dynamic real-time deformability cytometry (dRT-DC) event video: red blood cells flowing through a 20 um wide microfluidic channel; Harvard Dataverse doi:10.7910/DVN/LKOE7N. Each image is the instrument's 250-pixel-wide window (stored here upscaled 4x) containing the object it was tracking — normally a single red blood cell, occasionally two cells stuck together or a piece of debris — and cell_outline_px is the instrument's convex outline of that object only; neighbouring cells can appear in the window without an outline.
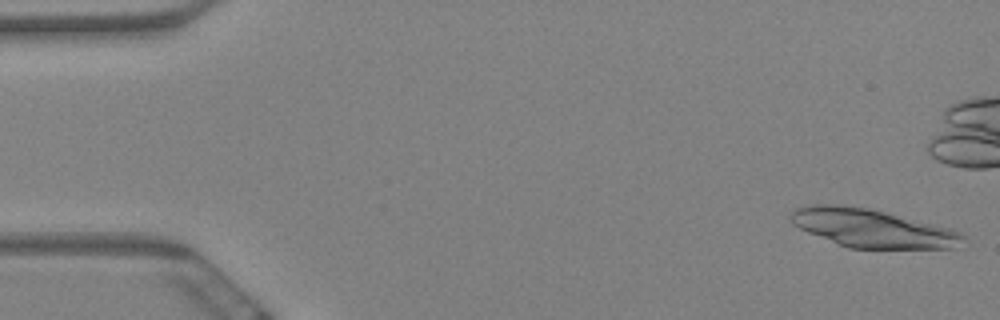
{"species": "Egyptian fruit bat (a non-hibernating species)", "species_latin": "Rousettus aegyptiacus", "temperature_condition": "warm", "stored_images_in_passage": 4, "camera_frame_rate_fps": 3000, "um_per_image_px": 0.085, "animal": {"sex": "female"}, "frame": {"image": 1, "passage_image": 1, "time_ms": 0.0, "image_size_px": [1000, 320], "cell_outline_px": [[968, 236], [952, 248], [848, 248], [808, 232], [792, 224], [788, 216], [796, 208], [812, 204], [840, 204], [868, 208], [952, 228]], "centroid_in_image_um": [74.11, 19.39], "position_along_channel_um": 10.9, "area_um2": 38.26}}